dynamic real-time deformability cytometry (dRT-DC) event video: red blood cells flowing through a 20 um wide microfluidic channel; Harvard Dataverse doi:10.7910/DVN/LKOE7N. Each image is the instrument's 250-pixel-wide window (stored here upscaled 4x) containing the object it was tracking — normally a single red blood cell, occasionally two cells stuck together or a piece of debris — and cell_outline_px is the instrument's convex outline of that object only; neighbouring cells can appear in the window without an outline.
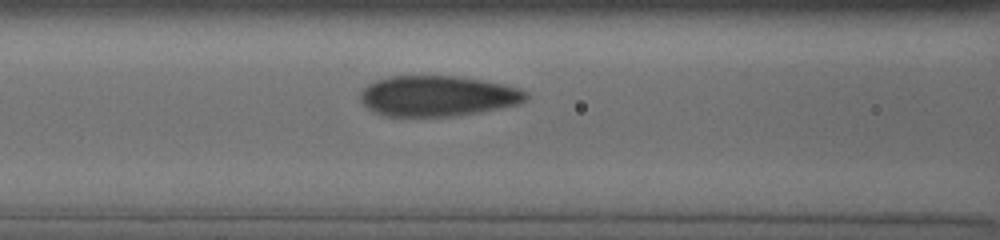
{"species": "human", "species_latin": "Homo sapiens", "temperature_condition": "cold", "stored_images_in_passage": 20, "camera_frame_rate_fps": 3000, "um_per_image_px": 0.085, "donor": {"sex": "male"}, "frame": {"image": 1, "passage_image": 12, "time_ms": 2.333, "image_size_px": [1000, 240], "cell_outline_px": [[528, 96], [520, 104], [476, 112], [452, 116], [388, 116], [376, 112], [368, 108], [360, 100], [360, 92], [368, 84], [376, 80], [392, 76], [456, 76], [480, 80], [520, 88], [528, 92]], "centroid_in_image_um": [37.18, 8.15], "position_along_channel_um": 129.4, "area_um2": 38.78}}
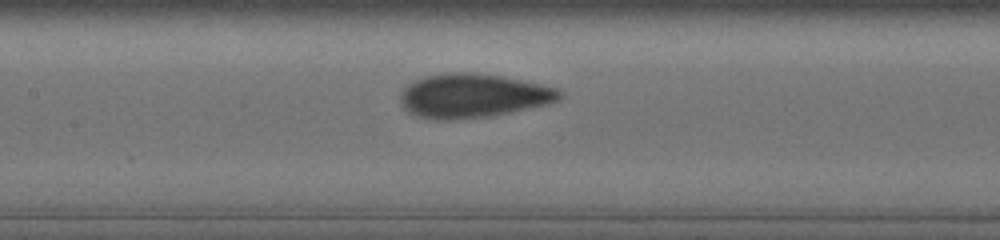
{"frame": {"image": 2, "passage_image": 16, "time_ms": 3.333, "image_size_px": [1000, 240], "cell_outline_px": [[564, 96], [548, 104], [488, 116], [448, 120], [444, 120], [420, 116], [408, 112], [404, 108], [400, 100], [400, 96], [404, 88], [408, 84], [424, 76], [444, 72], [472, 72], [500, 76], [540, 84], [556, 88], [564, 92]], "centroid_in_image_um": [40.19, 8.12], "position_along_channel_um": 167.2, "area_um2": 40.46}}